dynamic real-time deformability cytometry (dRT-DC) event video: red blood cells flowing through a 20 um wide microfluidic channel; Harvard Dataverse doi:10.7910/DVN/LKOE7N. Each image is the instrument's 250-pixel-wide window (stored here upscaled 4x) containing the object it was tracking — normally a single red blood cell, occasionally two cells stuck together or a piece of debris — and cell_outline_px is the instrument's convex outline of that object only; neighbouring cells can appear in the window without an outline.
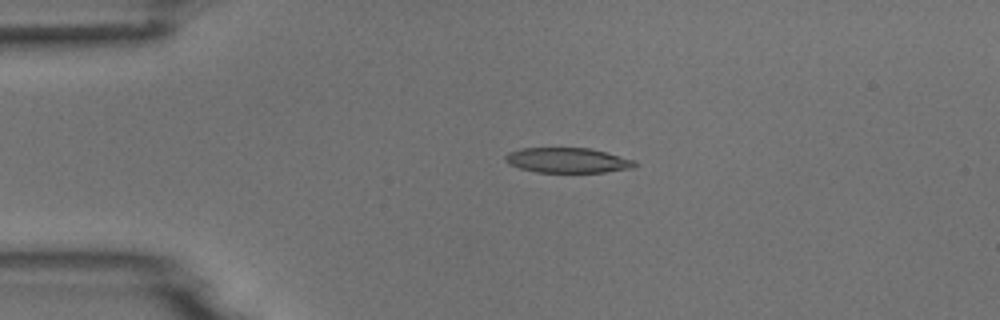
{"species": "common noctule bat (a hibernating species)", "species_latin": "Nyctalus noctula", "temperature_condition": "room temperature", "stored_images_in_passage": 5, "camera_frame_rate_fps": 3000, "um_per_image_px": 0.085, "animal": {"sex": "male", "body_mass_g": 18.8}, "frame": {"image": 1, "passage_image": 4, "time_ms": 3.333, "image_size_px": [1000, 320], "cell_outline_px": [[640, 164], [632, 168], [604, 172], [536, 172], [520, 168], [508, 164], [504, 160], [504, 156], [508, 152], [520, 148], [588, 148], [636, 160]], "centroid_in_image_um": [48.23, 13.62], "position_along_channel_um": 36.8, "area_um2": 18.96}}
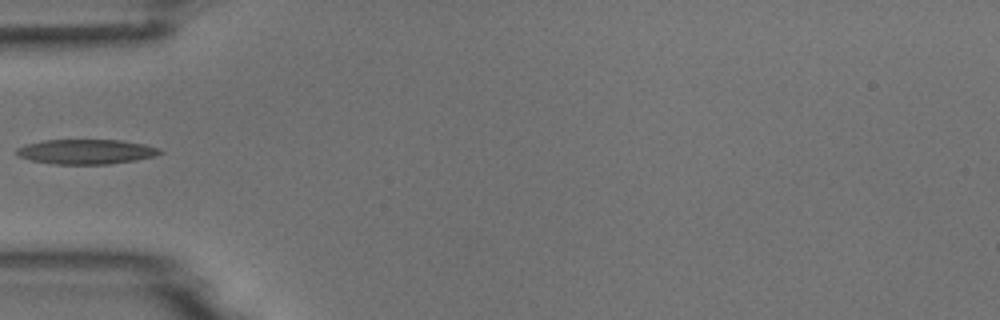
{"frame": {"image": 2, "passage_image": 5, "time_ms": 5.333, "image_size_px": [1000, 320], "cell_outline_px": [[164, 152], [152, 156], [136, 160], [108, 164], [52, 164], [32, 160], [16, 156], [16, 148], [24, 144], [44, 140], [120, 140], [144, 144], [160, 148]], "centroid_in_image_um": [7.28, 12.89], "position_along_channel_um": 77.7, "area_um2": 20.75}}